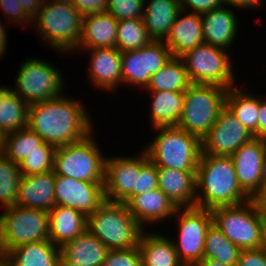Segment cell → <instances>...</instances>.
<instances>
[{
  "instance_id": "obj_1",
  "label": "cell",
  "mask_w": 266,
  "mask_h": 266,
  "mask_svg": "<svg viewBox=\"0 0 266 266\" xmlns=\"http://www.w3.org/2000/svg\"><path fill=\"white\" fill-rule=\"evenodd\" d=\"M61 96L30 104L28 127L44 142L56 147L77 142L94 131L80 100Z\"/></svg>"
},
{
  "instance_id": "obj_2",
  "label": "cell",
  "mask_w": 266,
  "mask_h": 266,
  "mask_svg": "<svg viewBox=\"0 0 266 266\" xmlns=\"http://www.w3.org/2000/svg\"><path fill=\"white\" fill-rule=\"evenodd\" d=\"M196 181V207L198 208L235 206L250 200L238 184L231 156L201 152Z\"/></svg>"
},
{
  "instance_id": "obj_3",
  "label": "cell",
  "mask_w": 266,
  "mask_h": 266,
  "mask_svg": "<svg viewBox=\"0 0 266 266\" xmlns=\"http://www.w3.org/2000/svg\"><path fill=\"white\" fill-rule=\"evenodd\" d=\"M87 230L109 250L138 247L145 230L129 212L126 203L105 200L87 217Z\"/></svg>"
},
{
  "instance_id": "obj_4",
  "label": "cell",
  "mask_w": 266,
  "mask_h": 266,
  "mask_svg": "<svg viewBox=\"0 0 266 266\" xmlns=\"http://www.w3.org/2000/svg\"><path fill=\"white\" fill-rule=\"evenodd\" d=\"M83 15L71 2L44 0L32 19L34 29L54 51L69 52L78 47Z\"/></svg>"
},
{
  "instance_id": "obj_5",
  "label": "cell",
  "mask_w": 266,
  "mask_h": 266,
  "mask_svg": "<svg viewBox=\"0 0 266 266\" xmlns=\"http://www.w3.org/2000/svg\"><path fill=\"white\" fill-rule=\"evenodd\" d=\"M158 133L148 147V158L157 168L197 171L201 140L178 126L155 127Z\"/></svg>"
},
{
  "instance_id": "obj_6",
  "label": "cell",
  "mask_w": 266,
  "mask_h": 266,
  "mask_svg": "<svg viewBox=\"0 0 266 266\" xmlns=\"http://www.w3.org/2000/svg\"><path fill=\"white\" fill-rule=\"evenodd\" d=\"M227 92L219 85L192 83L185 90L177 126L202 140L226 106Z\"/></svg>"
},
{
  "instance_id": "obj_7",
  "label": "cell",
  "mask_w": 266,
  "mask_h": 266,
  "mask_svg": "<svg viewBox=\"0 0 266 266\" xmlns=\"http://www.w3.org/2000/svg\"><path fill=\"white\" fill-rule=\"evenodd\" d=\"M213 224L240 249H258L266 228V217L251 201L211 209Z\"/></svg>"
},
{
  "instance_id": "obj_8",
  "label": "cell",
  "mask_w": 266,
  "mask_h": 266,
  "mask_svg": "<svg viewBox=\"0 0 266 266\" xmlns=\"http://www.w3.org/2000/svg\"><path fill=\"white\" fill-rule=\"evenodd\" d=\"M57 147L53 171L55 176H66L80 181L104 182L105 160L92 137Z\"/></svg>"
},
{
  "instance_id": "obj_9",
  "label": "cell",
  "mask_w": 266,
  "mask_h": 266,
  "mask_svg": "<svg viewBox=\"0 0 266 266\" xmlns=\"http://www.w3.org/2000/svg\"><path fill=\"white\" fill-rule=\"evenodd\" d=\"M0 252L31 242L49 240V213L13 205L0 213Z\"/></svg>"
},
{
  "instance_id": "obj_10",
  "label": "cell",
  "mask_w": 266,
  "mask_h": 266,
  "mask_svg": "<svg viewBox=\"0 0 266 266\" xmlns=\"http://www.w3.org/2000/svg\"><path fill=\"white\" fill-rule=\"evenodd\" d=\"M225 50L203 43L182 55L191 83L214 84L226 89L236 86L233 62Z\"/></svg>"
},
{
  "instance_id": "obj_11",
  "label": "cell",
  "mask_w": 266,
  "mask_h": 266,
  "mask_svg": "<svg viewBox=\"0 0 266 266\" xmlns=\"http://www.w3.org/2000/svg\"><path fill=\"white\" fill-rule=\"evenodd\" d=\"M64 78L57 67L46 59H27L21 64L12 90L27 104L61 97Z\"/></svg>"
},
{
  "instance_id": "obj_12",
  "label": "cell",
  "mask_w": 266,
  "mask_h": 266,
  "mask_svg": "<svg viewBox=\"0 0 266 266\" xmlns=\"http://www.w3.org/2000/svg\"><path fill=\"white\" fill-rule=\"evenodd\" d=\"M175 215L179 234L173 244L178 257L184 266H196L203 259L206 233L213 223L211 209L178 208Z\"/></svg>"
},
{
  "instance_id": "obj_13",
  "label": "cell",
  "mask_w": 266,
  "mask_h": 266,
  "mask_svg": "<svg viewBox=\"0 0 266 266\" xmlns=\"http://www.w3.org/2000/svg\"><path fill=\"white\" fill-rule=\"evenodd\" d=\"M172 57L164 41L153 40L141 49L121 52L122 83L146 88L153 74Z\"/></svg>"
},
{
  "instance_id": "obj_14",
  "label": "cell",
  "mask_w": 266,
  "mask_h": 266,
  "mask_svg": "<svg viewBox=\"0 0 266 266\" xmlns=\"http://www.w3.org/2000/svg\"><path fill=\"white\" fill-rule=\"evenodd\" d=\"M254 136L225 106L215 124L201 140L202 153L217 156H232L243 144Z\"/></svg>"
},
{
  "instance_id": "obj_15",
  "label": "cell",
  "mask_w": 266,
  "mask_h": 266,
  "mask_svg": "<svg viewBox=\"0 0 266 266\" xmlns=\"http://www.w3.org/2000/svg\"><path fill=\"white\" fill-rule=\"evenodd\" d=\"M141 169V152L136 157H106L104 195L110 202L128 203L136 196V181Z\"/></svg>"
},
{
  "instance_id": "obj_16",
  "label": "cell",
  "mask_w": 266,
  "mask_h": 266,
  "mask_svg": "<svg viewBox=\"0 0 266 266\" xmlns=\"http://www.w3.org/2000/svg\"><path fill=\"white\" fill-rule=\"evenodd\" d=\"M237 181L251 199L260 188L266 169V140L252 138L241 145L231 156Z\"/></svg>"
},
{
  "instance_id": "obj_17",
  "label": "cell",
  "mask_w": 266,
  "mask_h": 266,
  "mask_svg": "<svg viewBox=\"0 0 266 266\" xmlns=\"http://www.w3.org/2000/svg\"><path fill=\"white\" fill-rule=\"evenodd\" d=\"M105 200L103 182L80 181L66 176L55 178L56 205L74 208L88 217Z\"/></svg>"
},
{
  "instance_id": "obj_18",
  "label": "cell",
  "mask_w": 266,
  "mask_h": 266,
  "mask_svg": "<svg viewBox=\"0 0 266 266\" xmlns=\"http://www.w3.org/2000/svg\"><path fill=\"white\" fill-rule=\"evenodd\" d=\"M55 173L22 175L16 205L50 211L55 203Z\"/></svg>"
},
{
  "instance_id": "obj_19",
  "label": "cell",
  "mask_w": 266,
  "mask_h": 266,
  "mask_svg": "<svg viewBox=\"0 0 266 266\" xmlns=\"http://www.w3.org/2000/svg\"><path fill=\"white\" fill-rule=\"evenodd\" d=\"M87 50L91 56L88 79L93 86L110 92L116 90L119 82L122 83L121 52L116 47L85 49Z\"/></svg>"
},
{
  "instance_id": "obj_20",
  "label": "cell",
  "mask_w": 266,
  "mask_h": 266,
  "mask_svg": "<svg viewBox=\"0 0 266 266\" xmlns=\"http://www.w3.org/2000/svg\"><path fill=\"white\" fill-rule=\"evenodd\" d=\"M158 188L177 208L196 207V171L157 168Z\"/></svg>"
},
{
  "instance_id": "obj_21",
  "label": "cell",
  "mask_w": 266,
  "mask_h": 266,
  "mask_svg": "<svg viewBox=\"0 0 266 266\" xmlns=\"http://www.w3.org/2000/svg\"><path fill=\"white\" fill-rule=\"evenodd\" d=\"M117 30L118 21L108 11L83 16L82 33L74 51L84 53L85 49L115 48Z\"/></svg>"
},
{
  "instance_id": "obj_22",
  "label": "cell",
  "mask_w": 266,
  "mask_h": 266,
  "mask_svg": "<svg viewBox=\"0 0 266 266\" xmlns=\"http://www.w3.org/2000/svg\"><path fill=\"white\" fill-rule=\"evenodd\" d=\"M182 13H185L183 15ZM181 15H183L181 17ZM164 43L173 57H181L187 51L203 44L201 15L180 10Z\"/></svg>"
},
{
  "instance_id": "obj_23",
  "label": "cell",
  "mask_w": 266,
  "mask_h": 266,
  "mask_svg": "<svg viewBox=\"0 0 266 266\" xmlns=\"http://www.w3.org/2000/svg\"><path fill=\"white\" fill-rule=\"evenodd\" d=\"M126 205L129 212L144 229L145 225L161 223V221L173 217L178 209L159 188L134 196Z\"/></svg>"
},
{
  "instance_id": "obj_24",
  "label": "cell",
  "mask_w": 266,
  "mask_h": 266,
  "mask_svg": "<svg viewBox=\"0 0 266 266\" xmlns=\"http://www.w3.org/2000/svg\"><path fill=\"white\" fill-rule=\"evenodd\" d=\"M222 5L201 15L204 43L228 49L236 38L238 22L233 9Z\"/></svg>"
},
{
  "instance_id": "obj_25",
  "label": "cell",
  "mask_w": 266,
  "mask_h": 266,
  "mask_svg": "<svg viewBox=\"0 0 266 266\" xmlns=\"http://www.w3.org/2000/svg\"><path fill=\"white\" fill-rule=\"evenodd\" d=\"M61 266H103L109 249L86 230L61 248Z\"/></svg>"
},
{
  "instance_id": "obj_26",
  "label": "cell",
  "mask_w": 266,
  "mask_h": 266,
  "mask_svg": "<svg viewBox=\"0 0 266 266\" xmlns=\"http://www.w3.org/2000/svg\"><path fill=\"white\" fill-rule=\"evenodd\" d=\"M48 213L49 240L59 248L87 230V216L74 208L56 205Z\"/></svg>"
},
{
  "instance_id": "obj_27",
  "label": "cell",
  "mask_w": 266,
  "mask_h": 266,
  "mask_svg": "<svg viewBox=\"0 0 266 266\" xmlns=\"http://www.w3.org/2000/svg\"><path fill=\"white\" fill-rule=\"evenodd\" d=\"M3 259L10 266H61V251L50 240L31 242L10 250Z\"/></svg>"
},
{
  "instance_id": "obj_28",
  "label": "cell",
  "mask_w": 266,
  "mask_h": 266,
  "mask_svg": "<svg viewBox=\"0 0 266 266\" xmlns=\"http://www.w3.org/2000/svg\"><path fill=\"white\" fill-rule=\"evenodd\" d=\"M163 233L143 231L139 240L142 266H184L173 244V239Z\"/></svg>"
},
{
  "instance_id": "obj_29",
  "label": "cell",
  "mask_w": 266,
  "mask_h": 266,
  "mask_svg": "<svg viewBox=\"0 0 266 266\" xmlns=\"http://www.w3.org/2000/svg\"><path fill=\"white\" fill-rule=\"evenodd\" d=\"M144 7V23L150 37L164 41L181 10L180 0H147Z\"/></svg>"
},
{
  "instance_id": "obj_30",
  "label": "cell",
  "mask_w": 266,
  "mask_h": 266,
  "mask_svg": "<svg viewBox=\"0 0 266 266\" xmlns=\"http://www.w3.org/2000/svg\"><path fill=\"white\" fill-rule=\"evenodd\" d=\"M152 93L150 121L152 127L177 126L182 109L185 91H160Z\"/></svg>"
},
{
  "instance_id": "obj_31",
  "label": "cell",
  "mask_w": 266,
  "mask_h": 266,
  "mask_svg": "<svg viewBox=\"0 0 266 266\" xmlns=\"http://www.w3.org/2000/svg\"><path fill=\"white\" fill-rule=\"evenodd\" d=\"M29 104L9 87H0V130L4 134L28 127Z\"/></svg>"
},
{
  "instance_id": "obj_32",
  "label": "cell",
  "mask_w": 266,
  "mask_h": 266,
  "mask_svg": "<svg viewBox=\"0 0 266 266\" xmlns=\"http://www.w3.org/2000/svg\"><path fill=\"white\" fill-rule=\"evenodd\" d=\"M226 107L255 138H258L260 97L258 98L241 88L239 89L238 86H234L228 89Z\"/></svg>"
},
{
  "instance_id": "obj_33",
  "label": "cell",
  "mask_w": 266,
  "mask_h": 266,
  "mask_svg": "<svg viewBox=\"0 0 266 266\" xmlns=\"http://www.w3.org/2000/svg\"><path fill=\"white\" fill-rule=\"evenodd\" d=\"M191 81L181 57H171L168 62L150 78L147 92L185 91Z\"/></svg>"
},
{
  "instance_id": "obj_34",
  "label": "cell",
  "mask_w": 266,
  "mask_h": 266,
  "mask_svg": "<svg viewBox=\"0 0 266 266\" xmlns=\"http://www.w3.org/2000/svg\"><path fill=\"white\" fill-rule=\"evenodd\" d=\"M241 249L225 237L213 223L208 228L203 258L213 259L229 266H237Z\"/></svg>"
},
{
  "instance_id": "obj_35",
  "label": "cell",
  "mask_w": 266,
  "mask_h": 266,
  "mask_svg": "<svg viewBox=\"0 0 266 266\" xmlns=\"http://www.w3.org/2000/svg\"><path fill=\"white\" fill-rule=\"evenodd\" d=\"M117 31L116 48L120 52L141 49L153 41L143 19L119 20Z\"/></svg>"
},
{
  "instance_id": "obj_36",
  "label": "cell",
  "mask_w": 266,
  "mask_h": 266,
  "mask_svg": "<svg viewBox=\"0 0 266 266\" xmlns=\"http://www.w3.org/2000/svg\"><path fill=\"white\" fill-rule=\"evenodd\" d=\"M44 141L34 133L29 127L20 129L16 132L5 134L3 155L20 164L27 154L32 152Z\"/></svg>"
},
{
  "instance_id": "obj_37",
  "label": "cell",
  "mask_w": 266,
  "mask_h": 266,
  "mask_svg": "<svg viewBox=\"0 0 266 266\" xmlns=\"http://www.w3.org/2000/svg\"><path fill=\"white\" fill-rule=\"evenodd\" d=\"M21 177L19 164L0 154V204L3 209L16 205Z\"/></svg>"
},
{
  "instance_id": "obj_38",
  "label": "cell",
  "mask_w": 266,
  "mask_h": 266,
  "mask_svg": "<svg viewBox=\"0 0 266 266\" xmlns=\"http://www.w3.org/2000/svg\"><path fill=\"white\" fill-rule=\"evenodd\" d=\"M57 147L43 142L38 149L27 154L19 164L22 175L42 174L53 170L55 151Z\"/></svg>"
},
{
  "instance_id": "obj_39",
  "label": "cell",
  "mask_w": 266,
  "mask_h": 266,
  "mask_svg": "<svg viewBox=\"0 0 266 266\" xmlns=\"http://www.w3.org/2000/svg\"><path fill=\"white\" fill-rule=\"evenodd\" d=\"M145 0H107L108 12L117 20L143 19Z\"/></svg>"
},
{
  "instance_id": "obj_40",
  "label": "cell",
  "mask_w": 266,
  "mask_h": 266,
  "mask_svg": "<svg viewBox=\"0 0 266 266\" xmlns=\"http://www.w3.org/2000/svg\"><path fill=\"white\" fill-rule=\"evenodd\" d=\"M158 188V172L156 165L148 158L146 151L141 153V169L136 181V195L147 193Z\"/></svg>"
},
{
  "instance_id": "obj_41",
  "label": "cell",
  "mask_w": 266,
  "mask_h": 266,
  "mask_svg": "<svg viewBox=\"0 0 266 266\" xmlns=\"http://www.w3.org/2000/svg\"><path fill=\"white\" fill-rule=\"evenodd\" d=\"M103 266H142L139 248L109 250L106 253Z\"/></svg>"
},
{
  "instance_id": "obj_42",
  "label": "cell",
  "mask_w": 266,
  "mask_h": 266,
  "mask_svg": "<svg viewBox=\"0 0 266 266\" xmlns=\"http://www.w3.org/2000/svg\"><path fill=\"white\" fill-rule=\"evenodd\" d=\"M0 9L3 10L4 16L8 17L6 20L8 19L11 23L20 24V26L33 23L17 0H0Z\"/></svg>"
},
{
  "instance_id": "obj_43",
  "label": "cell",
  "mask_w": 266,
  "mask_h": 266,
  "mask_svg": "<svg viewBox=\"0 0 266 266\" xmlns=\"http://www.w3.org/2000/svg\"><path fill=\"white\" fill-rule=\"evenodd\" d=\"M223 5L222 0H180V8H190L196 14H204Z\"/></svg>"
},
{
  "instance_id": "obj_44",
  "label": "cell",
  "mask_w": 266,
  "mask_h": 266,
  "mask_svg": "<svg viewBox=\"0 0 266 266\" xmlns=\"http://www.w3.org/2000/svg\"><path fill=\"white\" fill-rule=\"evenodd\" d=\"M72 3L83 16L108 11L107 0H73Z\"/></svg>"
},
{
  "instance_id": "obj_45",
  "label": "cell",
  "mask_w": 266,
  "mask_h": 266,
  "mask_svg": "<svg viewBox=\"0 0 266 266\" xmlns=\"http://www.w3.org/2000/svg\"><path fill=\"white\" fill-rule=\"evenodd\" d=\"M237 266H266V259L259 249H241Z\"/></svg>"
},
{
  "instance_id": "obj_46",
  "label": "cell",
  "mask_w": 266,
  "mask_h": 266,
  "mask_svg": "<svg viewBox=\"0 0 266 266\" xmlns=\"http://www.w3.org/2000/svg\"><path fill=\"white\" fill-rule=\"evenodd\" d=\"M260 212L266 217V169L265 175L261 182L260 188L255 193V195L250 199Z\"/></svg>"
},
{
  "instance_id": "obj_47",
  "label": "cell",
  "mask_w": 266,
  "mask_h": 266,
  "mask_svg": "<svg viewBox=\"0 0 266 266\" xmlns=\"http://www.w3.org/2000/svg\"><path fill=\"white\" fill-rule=\"evenodd\" d=\"M223 4L225 6H233L234 8H252V9H256L258 7H262L263 2H265V0H222ZM256 7V8H254Z\"/></svg>"
},
{
  "instance_id": "obj_48",
  "label": "cell",
  "mask_w": 266,
  "mask_h": 266,
  "mask_svg": "<svg viewBox=\"0 0 266 266\" xmlns=\"http://www.w3.org/2000/svg\"><path fill=\"white\" fill-rule=\"evenodd\" d=\"M258 138L266 140V97L260 98V110L258 117Z\"/></svg>"
},
{
  "instance_id": "obj_49",
  "label": "cell",
  "mask_w": 266,
  "mask_h": 266,
  "mask_svg": "<svg viewBox=\"0 0 266 266\" xmlns=\"http://www.w3.org/2000/svg\"><path fill=\"white\" fill-rule=\"evenodd\" d=\"M17 1L20 3L25 13L31 19H33L37 15L38 11L40 10L44 2V0H17Z\"/></svg>"
},
{
  "instance_id": "obj_50",
  "label": "cell",
  "mask_w": 266,
  "mask_h": 266,
  "mask_svg": "<svg viewBox=\"0 0 266 266\" xmlns=\"http://www.w3.org/2000/svg\"><path fill=\"white\" fill-rule=\"evenodd\" d=\"M2 20L0 19V58L4 55L6 52V46L8 42V35L7 31L5 30L6 26L5 24L1 22Z\"/></svg>"
},
{
  "instance_id": "obj_51",
  "label": "cell",
  "mask_w": 266,
  "mask_h": 266,
  "mask_svg": "<svg viewBox=\"0 0 266 266\" xmlns=\"http://www.w3.org/2000/svg\"><path fill=\"white\" fill-rule=\"evenodd\" d=\"M196 266H229V265L223 264L213 259L203 258Z\"/></svg>"
},
{
  "instance_id": "obj_52",
  "label": "cell",
  "mask_w": 266,
  "mask_h": 266,
  "mask_svg": "<svg viewBox=\"0 0 266 266\" xmlns=\"http://www.w3.org/2000/svg\"><path fill=\"white\" fill-rule=\"evenodd\" d=\"M258 249L263 253V256L266 259V228L263 231L262 239L260 241V245Z\"/></svg>"
},
{
  "instance_id": "obj_53",
  "label": "cell",
  "mask_w": 266,
  "mask_h": 266,
  "mask_svg": "<svg viewBox=\"0 0 266 266\" xmlns=\"http://www.w3.org/2000/svg\"><path fill=\"white\" fill-rule=\"evenodd\" d=\"M5 142V134L0 130V154L3 153Z\"/></svg>"
},
{
  "instance_id": "obj_54",
  "label": "cell",
  "mask_w": 266,
  "mask_h": 266,
  "mask_svg": "<svg viewBox=\"0 0 266 266\" xmlns=\"http://www.w3.org/2000/svg\"><path fill=\"white\" fill-rule=\"evenodd\" d=\"M0 266H10L4 259L0 261Z\"/></svg>"
},
{
  "instance_id": "obj_55",
  "label": "cell",
  "mask_w": 266,
  "mask_h": 266,
  "mask_svg": "<svg viewBox=\"0 0 266 266\" xmlns=\"http://www.w3.org/2000/svg\"><path fill=\"white\" fill-rule=\"evenodd\" d=\"M53 1H60V2H73V0H53Z\"/></svg>"
},
{
  "instance_id": "obj_56",
  "label": "cell",
  "mask_w": 266,
  "mask_h": 266,
  "mask_svg": "<svg viewBox=\"0 0 266 266\" xmlns=\"http://www.w3.org/2000/svg\"><path fill=\"white\" fill-rule=\"evenodd\" d=\"M3 259V256H2V254H1V252H0V261Z\"/></svg>"
}]
</instances>
